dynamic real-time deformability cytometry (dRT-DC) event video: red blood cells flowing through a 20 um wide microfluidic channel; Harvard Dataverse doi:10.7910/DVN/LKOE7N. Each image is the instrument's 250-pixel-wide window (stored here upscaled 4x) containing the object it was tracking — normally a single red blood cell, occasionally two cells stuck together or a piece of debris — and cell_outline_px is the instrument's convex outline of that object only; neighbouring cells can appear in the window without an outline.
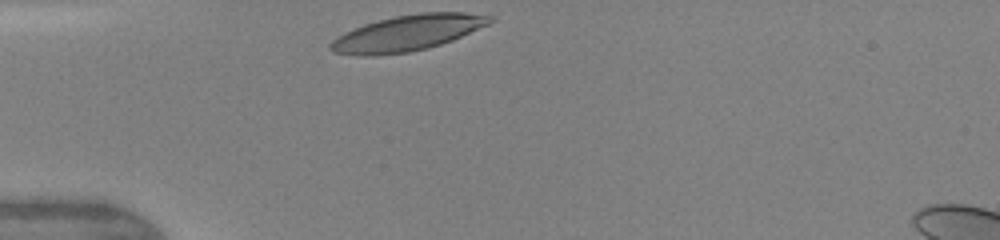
{"species": "human", "species_latin": "Homo sapiens", "temperature_condition": "warm", "stored_images_in_passage": 8, "camera_frame_rate_fps": 3000, "um_per_image_px": 0.085, "donor": {"sex": "female"}, "frame": {"image": 1, "passage_image": 1, "time_ms": 0.0, "image_size_px": [1000, 240], "cell_outline_px": [[496, 20], [488, 24], [452, 40], [428, 48], [408, 52], [376, 56], [360, 56], [332, 52], [328, 48], [328, 44], [336, 36], [344, 32], [364, 24], [396, 16], [420, 12], [464, 12], [492, 16]], "centroid_in_image_um": [34.59, 2.81], "position_along_channel_um": 50.4, "area_um2": 33.23}}